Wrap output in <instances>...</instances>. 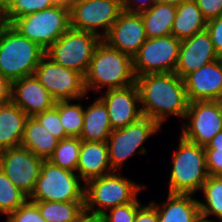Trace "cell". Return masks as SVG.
<instances>
[{
    "mask_svg": "<svg viewBox=\"0 0 222 222\" xmlns=\"http://www.w3.org/2000/svg\"><path fill=\"white\" fill-rule=\"evenodd\" d=\"M69 9L70 28L92 32L102 39L123 11L121 0H76Z\"/></svg>",
    "mask_w": 222,
    "mask_h": 222,
    "instance_id": "10",
    "label": "cell"
},
{
    "mask_svg": "<svg viewBox=\"0 0 222 222\" xmlns=\"http://www.w3.org/2000/svg\"><path fill=\"white\" fill-rule=\"evenodd\" d=\"M206 30L211 36L216 53L222 58V15L207 21Z\"/></svg>",
    "mask_w": 222,
    "mask_h": 222,
    "instance_id": "37",
    "label": "cell"
},
{
    "mask_svg": "<svg viewBox=\"0 0 222 222\" xmlns=\"http://www.w3.org/2000/svg\"><path fill=\"white\" fill-rule=\"evenodd\" d=\"M58 113L65 134L68 137H80L83 130L84 107L71 100L58 101Z\"/></svg>",
    "mask_w": 222,
    "mask_h": 222,
    "instance_id": "30",
    "label": "cell"
},
{
    "mask_svg": "<svg viewBox=\"0 0 222 222\" xmlns=\"http://www.w3.org/2000/svg\"><path fill=\"white\" fill-rule=\"evenodd\" d=\"M181 40L173 35L147 38L133 57L135 76L175 73Z\"/></svg>",
    "mask_w": 222,
    "mask_h": 222,
    "instance_id": "12",
    "label": "cell"
},
{
    "mask_svg": "<svg viewBox=\"0 0 222 222\" xmlns=\"http://www.w3.org/2000/svg\"><path fill=\"white\" fill-rule=\"evenodd\" d=\"M147 39L141 14L122 11L103 38L111 48L134 57Z\"/></svg>",
    "mask_w": 222,
    "mask_h": 222,
    "instance_id": "16",
    "label": "cell"
},
{
    "mask_svg": "<svg viewBox=\"0 0 222 222\" xmlns=\"http://www.w3.org/2000/svg\"><path fill=\"white\" fill-rule=\"evenodd\" d=\"M113 131L106 105L97 97L84 107L82 141L107 142Z\"/></svg>",
    "mask_w": 222,
    "mask_h": 222,
    "instance_id": "22",
    "label": "cell"
},
{
    "mask_svg": "<svg viewBox=\"0 0 222 222\" xmlns=\"http://www.w3.org/2000/svg\"><path fill=\"white\" fill-rule=\"evenodd\" d=\"M136 83L133 68V58L114 48L105 41L97 46L90 61L88 70L84 75L86 92L101 89L123 88ZM106 86V87H105ZM91 89V90H90Z\"/></svg>",
    "mask_w": 222,
    "mask_h": 222,
    "instance_id": "2",
    "label": "cell"
},
{
    "mask_svg": "<svg viewBox=\"0 0 222 222\" xmlns=\"http://www.w3.org/2000/svg\"><path fill=\"white\" fill-rule=\"evenodd\" d=\"M134 222H158L156 207L151 202L141 205L137 210Z\"/></svg>",
    "mask_w": 222,
    "mask_h": 222,
    "instance_id": "40",
    "label": "cell"
},
{
    "mask_svg": "<svg viewBox=\"0 0 222 222\" xmlns=\"http://www.w3.org/2000/svg\"><path fill=\"white\" fill-rule=\"evenodd\" d=\"M169 174L168 193L194 195L201 191L209 176L204 147L180 135L178 148L172 154Z\"/></svg>",
    "mask_w": 222,
    "mask_h": 222,
    "instance_id": "4",
    "label": "cell"
},
{
    "mask_svg": "<svg viewBox=\"0 0 222 222\" xmlns=\"http://www.w3.org/2000/svg\"><path fill=\"white\" fill-rule=\"evenodd\" d=\"M183 80L189 102L222 101V58L205 64Z\"/></svg>",
    "mask_w": 222,
    "mask_h": 222,
    "instance_id": "18",
    "label": "cell"
},
{
    "mask_svg": "<svg viewBox=\"0 0 222 222\" xmlns=\"http://www.w3.org/2000/svg\"><path fill=\"white\" fill-rule=\"evenodd\" d=\"M204 148H222V131L218 132Z\"/></svg>",
    "mask_w": 222,
    "mask_h": 222,
    "instance_id": "43",
    "label": "cell"
},
{
    "mask_svg": "<svg viewBox=\"0 0 222 222\" xmlns=\"http://www.w3.org/2000/svg\"><path fill=\"white\" fill-rule=\"evenodd\" d=\"M56 4H58L56 0H15L0 15V21L10 25L16 18L33 14Z\"/></svg>",
    "mask_w": 222,
    "mask_h": 222,
    "instance_id": "32",
    "label": "cell"
},
{
    "mask_svg": "<svg viewBox=\"0 0 222 222\" xmlns=\"http://www.w3.org/2000/svg\"><path fill=\"white\" fill-rule=\"evenodd\" d=\"M11 102L28 117L49 110L56 103L35 75L12 82Z\"/></svg>",
    "mask_w": 222,
    "mask_h": 222,
    "instance_id": "19",
    "label": "cell"
},
{
    "mask_svg": "<svg viewBox=\"0 0 222 222\" xmlns=\"http://www.w3.org/2000/svg\"><path fill=\"white\" fill-rule=\"evenodd\" d=\"M217 59L220 58L209 32L205 29L181 41L175 73L184 79L188 74Z\"/></svg>",
    "mask_w": 222,
    "mask_h": 222,
    "instance_id": "17",
    "label": "cell"
},
{
    "mask_svg": "<svg viewBox=\"0 0 222 222\" xmlns=\"http://www.w3.org/2000/svg\"><path fill=\"white\" fill-rule=\"evenodd\" d=\"M161 126L154 120L142 116L124 128L113 130L108 137L109 162L113 171H120L124 162L137 152L145 154L146 140L160 132Z\"/></svg>",
    "mask_w": 222,
    "mask_h": 222,
    "instance_id": "9",
    "label": "cell"
},
{
    "mask_svg": "<svg viewBox=\"0 0 222 222\" xmlns=\"http://www.w3.org/2000/svg\"><path fill=\"white\" fill-rule=\"evenodd\" d=\"M207 20L194 0H186L176 6L171 35L185 40L206 29Z\"/></svg>",
    "mask_w": 222,
    "mask_h": 222,
    "instance_id": "24",
    "label": "cell"
},
{
    "mask_svg": "<svg viewBox=\"0 0 222 222\" xmlns=\"http://www.w3.org/2000/svg\"><path fill=\"white\" fill-rule=\"evenodd\" d=\"M201 191L206 203L199 201L200 213L222 218V176H208Z\"/></svg>",
    "mask_w": 222,
    "mask_h": 222,
    "instance_id": "29",
    "label": "cell"
},
{
    "mask_svg": "<svg viewBox=\"0 0 222 222\" xmlns=\"http://www.w3.org/2000/svg\"><path fill=\"white\" fill-rule=\"evenodd\" d=\"M143 116L161 127L168 116L184 119L189 101L184 80L176 73L147 74L136 77Z\"/></svg>",
    "mask_w": 222,
    "mask_h": 222,
    "instance_id": "1",
    "label": "cell"
},
{
    "mask_svg": "<svg viewBox=\"0 0 222 222\" xmlns=\"http://www.w3.org/2000/svg\"><path fill=\"white\" fill-rule=\"evenodd\" d=\"M209 176H222V148H204Z\"/></svg>",
    "mask_w": 222,
    "mask_h": 222,
    "instance_id": "36",
    "label": "cell"
},
{
    "mask_svg": "<svg viewBox=\"0 0 222 222\" xmlns=\"http://www.w3.org/2000/svg\"><path fill=\"white\" fill-rule=\"evenodd\" d=\"M183 1H186V0H156V2H158V3L172 4V5H175V6H178Z\"/></svg>",
    "mask_w": 222,
    "mask_h": 222,
    "instance_id": "45",
    "label": "cell"
},
{
    "mask_svg": "<svg viewBox=\"0 0 222 222\" xmlns=\"http://www.w3.org/2000/svg\"><path fill=\"white\" fill-rule=\"evenodd\" d=\"M124 11L131 13H141L149 10L156 0H121Z\"/></svg>",
    "mask_w": 222,
    "mask_h": 222,
    "instance_id": "39",
    "label": "cell"
},
{
    "mask_svg": "<svg viewBox=\"0 0 222 222\" xmlns=\"http://www.w3.org/2000/svg\"><path fill=\"white\" fill-rule=\"evenodd\" d=\"M34 75L56 102L66 100L80 102L87 95L84 76L59 65L46 54L35 69Z\"/></svg>",
    "mask_w": 222,
    "mask_h": 222,
    "instance_id": "11",
    "label": "cell"
},
{
    "mask_svg": "<svg viewBox=\"0 0 222 222\" xmlns=\"http://www.w3.org/2000/svg\"><path fill=\"white\" fill-rule=\"evenodd\" d=\"M144 22L147 38L171 35L176 6L156 2L149 10L140 13Z\"/></svg>",
    "mask_w": 222,
    "mask_h": 222,
    "instance_id": "26",
    "label": "cell"
},
{
    "mask_svg": "<svg viewBox=\"0 0 222 222\" xmlns=\"http://www.w3.org/2000/svg\"><path fill=\"white\" fill-rule=\"evenodd\" d=\"M142 205L138 198L134 202L116 206L107 210L103 215L106 222H134L138 208Z\"/></svg>",
    "mask_w": 222,
    "mask_h": 222,
    "instance_id": "34",
    "label": "cell"
},
{
    "mask_svg": "<svg viewBox=\"0 0 222 222\" xmlns=\"http://www.w3.org/2000/svg\"><path fill=\"white\" fill-rule=\"evenodd\" d=\"M21 36L36 42L45 51L70 28L68 5L50 8L16 18L10 24Z\"/></svg>",
    "mask_w": 222,
    "mask_h": 222,
    "instance_id": "6",
    "label": "cell"
},
{
    "mask_svg": "<svg viewBox=\"0 0 222 222\" xmlns=\"http://www.w3.org/2000/svg\"><path fill=\"white\" fill-rule=\"evenodd\" d=\"M59 4H65L70 6L72 3H74L76 0H56Z\"/></svg>",
    "mask_w": 222,
    "mask_h": 222,
    "instance_id": "47",
    "label": "cell"
},
{
    "mask_svg": "<svg viewBox=\"0 0 222 222\" xmlns=\"http://www.w3.org/2000/svg\"><path fill=\"white\" fill-rule=\"evenodd\" d=\"M102 40L92 32L69 28L45 51V54L59 65L84 76Z\"/></svg>",
    "mask_w": 222,
    "mask_h": 222,
    "instance_id": "8",
    "label": "cell"
},
{
    "mask_svg": "<svg viewBox=\"0 0 222 222\" xmlns=\"http://www.w3.org/2000/svg\"><path fill=\"white\" fill-rule=\"evenodd\" d=\"M150 202L156 207L158 222H194L200 214L199 200L191 194L168 193L165 202Z\"/></svg>",
    "mask_w": 222,
    "mask_h": 222,
    "instance_id": "21",
    "label": "cell"
},
{
    "mask_svg": "<svg viewBox=\"0 0 222 222\" xmlns=\"http://www.w3.org/2000/svg\"><path fill=\"white\" fill-rule=\"evenodd\" d=\"M27 118L12 102L0 105V151L21 145Z\"/></svg>",
    "mask_w": 222,
    "mask_h": 222,
    "instance_id": "23",
    "label": "cell"
},
{
    "mask_svg": "<svg viewBox=\"0 0 222 222\" xmlns=\"http://www.w3.org/2000/svg\"><path fill=\"white\" fill-rule=\"evenodd\" d=\"M112 172L107 142L82 141L76 173L84 184Z\"/></svg>",
    "mask_w": 222,
    "mask_h": 222,
    "instance_id": "20",
    "label": "cell"
},
{
    "mask_svg": "<svg viewBox=\"0 0 222 222\" xmlns=\"http://www.w3.org/2000/svg\"><path fill=\"white\" fill-rule=\"evenodd\" d=\"M12 83L0 74V105L11 102Z\"/></svg>",
    "mask_w": 222,
    "mask_h": 222,
    "instance_id": "41",
    "label": "cell"
},
{
    "mask_svg": "<svg viewBox=\"0 0 222 222\" xmlns=\"http://www.w3.org/2000/svg\"><path fill=\"white\" fill-rule=\"evenodd\" d=\"M181 128V136L205 147L222 131V101L205 100L189 102Z\"/></svg>",
    "mask_w": 222,
    "mask_h": 222,
    "instance_id": "13",
    "label": "cell"
},
{
    "mask_svg": "<svg viewBox=\"0 0 222 222\" xmlns=\"http://www.w3.org/2000/svg\"><path fill=\"white\" fill-rule=\"evenodd\" d=\"M15 0H0V15L14 2Z\"/></svg>",
    "mask_w": 222,
    "mask_h": 222,
    "instance_id": "44",
    "label": "cell"
},
{
    "mask_svg": "<svg viewBox=\"0 0 222 222\" xmlns=\"http://www.w3.org/2000/svg\"><path fill=\"white\" fill-rule=\"evenodd\" d=\"M45 50L0 21V74L11 83L34 75Z\"/></svg>",
    "mask_w": 222,
    "mask_h": 222,
    "instance_id": "3",
    "label": "cell"
},
{
    "mask_svg": "<svg viewBox=\"0 0 222 222\" xmlns=\"http://www.w3.org/2000/svg\"><path fill=\"white\" fill-rule=\"evenodd\" d=\"M76 222H106L103 214H94L84 211Z\"/></svg>",
    "mask_w": 222,
    "mask_h": 222,
    "instance_id": "42",
    "label": "cell"
},
{
    "mask_svg": "<svg viewBox=\"0 0 222 222\" xmlns=\"http://www.w3.org/2000/svg\"><path fill=\"white\" fill-rule=\"evenodd\" d=\"M114 171L87 181L84 191L85 211L104 214L110 208L134 202L144 185Z\"/></svg>",
    "mask_w": 222,
    "mask_h": 222,
    "instance_id": "5",
    "label": "cell"
},
{
    "mask_svg": "<svg viewBox=\"0 0 222 222\" xmlns=\"http://www.w3.org/2000/svg\"><path fill=\"white\" fill-rule=\"evenodd\" d=\"M208 21L222 15V0H194Z\"/></svg>",
    "mask_w": 222,
    "mask_h": 222,
    "instance_id": "38",
    "label": "cell"
},
{
    "mask_svg": "<svg viewBox=\"0 0 222 222\" xmlns=\"http://www.w3.org/2000/svg\"><path fill=\"white\" fill-rule=\"evenodd\" d=\"M98 98L106 105L113 130L124 128L143 116L136 83L105 90Z\"/></svg>",
    "mask_w": 222,
    "mask_h": 222,
    "instance_id": "15",
    "label": "cell"
},
{
    "mask_svg": "<svg viewBox=\"0 0 222 222\" xmlns=\"http://www.w3.org/2000/svg\"><path fill=\"white\" fill-rule=\"evenodd\" d=\"M208 218V219H207ZM194 222H216L213 220H209V217L200 213L194 220Z\"/></svg>",
    "mask_w": 222,
    "mask_h": 222,
    "instance_id": "46",
    "label": "cell"
},
{
    "mask_svg": "<svg viewBox=\"0 0 222 222\" xmlns=\"http://www.w3.org/2000/svg\"><path fill=\"white\" fill-rule=\"evenodd\" d=\"M81 143L82 140L79 137H67L60 140L48 161L62 169L76 172Z\"/></svg>",
    "mask_w": 222,
    "mask_h": 222,
    "instance_id": "28",
    "label": "cell"
},
{
    "mask_svg": "<svg viewBox=\"0 0 222 222\" xmlns=\"http://www.w3.org/2000/svg\"><path fill=\"white\" fill-rule=\"evenodd\" d=\"M47 222H76L85 211L84 201H32Z\"/></svg>",
    "mask_w": 222,
    "mask_h": 222,
    "instance_id": "27",
    "label": "cell"
},
{
    "mask_svg": "<svg viewBox=\"0 0 222 222\" xmlns=\"http://www.w3.org/2000/svg\"><path fill=\"white\" fill-rule=\"evenodd\" d=\"M59 141L34 117L27 118L20 146L27 148L36 156L48 160L58 146Z\"/></svg>",
    "mask_w": 222,
    "mask_h": 222,
    "instance_id": "25",
    "label": "cell"
},
{
    "mask_svg": "<svg viewBox=\"0 0 222 222\" xmlns=\"http://www.w3.org/2000/svg\"><path fill=\"white\" fill-rule=\"evenodd\" d=\"M6 222H47L40 214L38 207L27 200L16 211L7 216Z\"/></svg>",
    "mask_w": 222,
    "mask_h": 222,
    "instance_id": "35",
    "label": "cell"
},
{
    "mask_svg": "<svg viewBox=\"0 0 222 222\" xmlns=\"http://www.w3.org/2000/svg\"><path fill=\"white\" fill-rule=\"evenodd\" d=\"M28 200L0 168V214L8 216Z\"/></svg>",
    "mask_w": 222,
    "mask_h": 222,
    "instance_id": "31",
    "label": "cell"
},
{
    "mask_svg": "<svg viewBox=\"0 0 222 222\" xmlns=\"http://www.w3.org/2000/svg\"><path fill=\"white\" fill-rule=\"evenodd\" d=\"M46 130L59 140L67 138L58 113V101L55 106L33 116Z\"/></svg>",
    "mask_w": 222,
    "mask_h": 222,
    "instance_id": "33",
    "label": "cell"
},
{
    "mask_svg": "<svg viewBox=\"0 0 222 222\" xmlns=\"http://www.w3.org/2000/svg\"><path fill=\"white\" fill-rule=\"evenodd\" d=\"M83 183V185H82ZM84 182L76 172L62 169L44 160L30 201H84Z\"/></svg>",
    "mask_w": 222,
    "mask_h": 222,
    "instance_id": "7",
    "label": "cell"
},
{
    "mask_svg": "<svg viewBox=\"0 0 222 222\" xmlns=\"http://www.w3.org/2000/svg\"><path fill=\"white\" fill-rule=\"evenodd\" d=\"M43 161L22 146L0 151V168L28 198L34 191Z\"/></svg>",
    "mask_w": 222,
    "mask_h": 222,
    "instance_id": "14",
    "label": "cell"
}]
</instances>
